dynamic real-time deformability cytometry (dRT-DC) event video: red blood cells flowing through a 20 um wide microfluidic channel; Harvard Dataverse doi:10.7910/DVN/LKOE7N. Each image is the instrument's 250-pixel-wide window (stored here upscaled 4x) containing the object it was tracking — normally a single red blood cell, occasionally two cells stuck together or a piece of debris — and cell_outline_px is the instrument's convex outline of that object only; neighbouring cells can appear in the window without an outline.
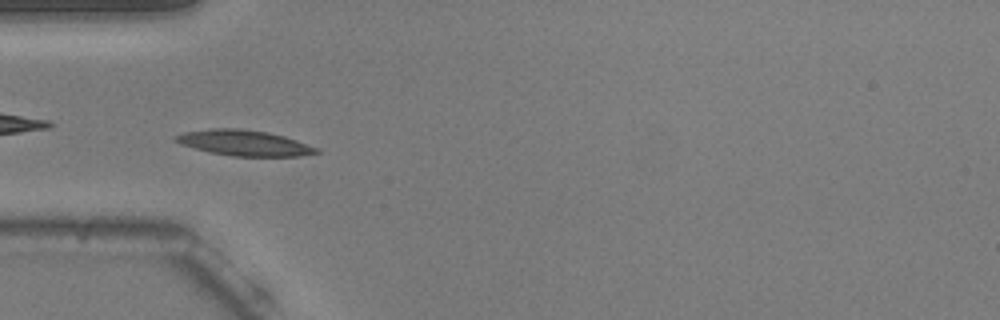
{"species": "common noctule bat (a hibernating species)", "species_latin": "Nyctalus noctula", "temperature_condition": "warm", "stored_images_in_passage": 53, "camera_frame_rate_fps": 3000, "um_per_image_px": 0.085, "animal": {"sex": "male", "body_mass_g": 20.5, "forearm_length_mm": 52.5}, "frame": {"image": 1, "passage_image": 16, "time_ms": 5.0, "image_size_px": [1000, 320], "cell_outline_px": [[320, 152], [300, 156], [232, 156], [208, 152], [180, 144], [172, 140], [172, 136], [184, 132], [212, 128], [236, 128], [268, 132], [284, 136], [320, 148]], "centroid_in_image_um": [20.72, 12.15], "position_along_channel_um": 64.3, "area_um2": 21.15}}
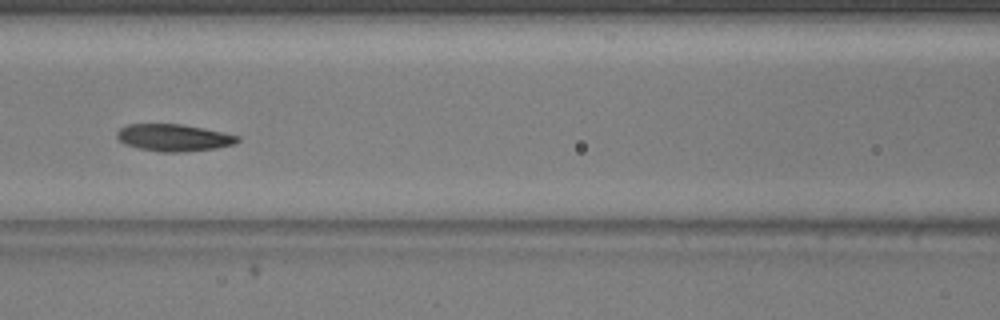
{"frame": {"image": 2, "passage_image": 23, "time_ms": 7.333, "image_size_px": [1000, 320], "cell_outline_px": [[240, 140], [232, 144], [216, 148], [184, 152], [160, 152], [140, 148], [124, 144], [116, 136], [116, 132], [120, 128], [128, 124], [180, 124], [204, 128], [224, 132], [240, 136]], "centroid_in_image_um": [14.77, 11.7], "position_along_channel_um": 151.8, "area_um2": 19.02}, "authors_computed_cell_mechanics": {"area_um2": 19.3052, "velocity_mm_per_s": 3.748, "shape_relaxation_time_tau1_ms": 2.7156, "shape_relaxation_time_tau2_ms": 6.1922, "deformation_change_tau1": 0.1429, "deformation_change_tau2": 0.1057}}